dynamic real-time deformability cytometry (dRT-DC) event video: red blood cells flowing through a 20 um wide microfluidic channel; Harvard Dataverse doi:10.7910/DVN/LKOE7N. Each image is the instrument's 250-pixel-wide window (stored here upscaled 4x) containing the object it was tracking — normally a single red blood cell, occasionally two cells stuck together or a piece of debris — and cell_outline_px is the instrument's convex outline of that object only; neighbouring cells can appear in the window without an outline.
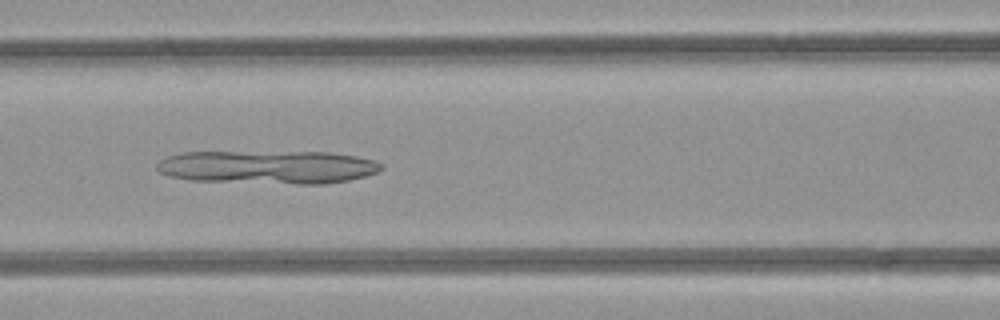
{"species": "common noctule bat (a hibernating species)", "species_latin": "Nyctalus noctula", "temperature_condition": "room temperature", "stored_images_in_passage": 48, "camera_frame_rate_fps": 3000, "um_per_image_px": 0.085, "animal": {"sex": "female", "body_mass_g": 21.9}, "frame": {"image": 1, "passage_image": 21, "time_ms": 6.667, "image_size_px": [1000, 320], "cell_outline_px": [[384, 168], [376, 172], [364, 176], [348, 180], [324, 184], [296, 184], [188, 180], [168, 176], [160, 172], [156, 168], [156, 164], [160, 160], [168, 156], [184, 152], [328, 152], [356, 156], [372, 160], [384, 164]], "centroid_in_image_um": [22.75, 14.2], "position_along_channel_um": 143.8, "area_um2": 43.75}}
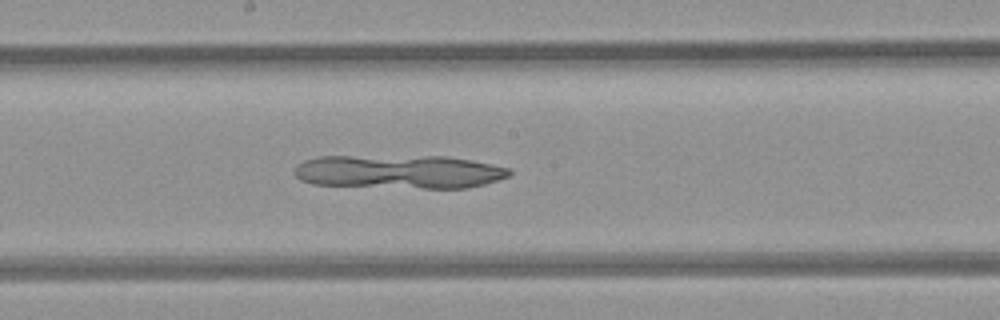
{"frame": {"image": 2, "passage_image": 26, "time_ms": 8.333, "image_size_px": [1000, 320], "cell_outline_px": [[512, 172], [508, 176], [484, 184], [468, 188], [424, 188], [312, 184], [300, 180], [296, 176], [296, 164], [304, 160], [316, 156], [448, 156], [472, 160], [512, 168]], "centroid_in_image_um": [33.94, 14.58], "position_along_channel_um": 214.3, "area_um2": 42.31}}
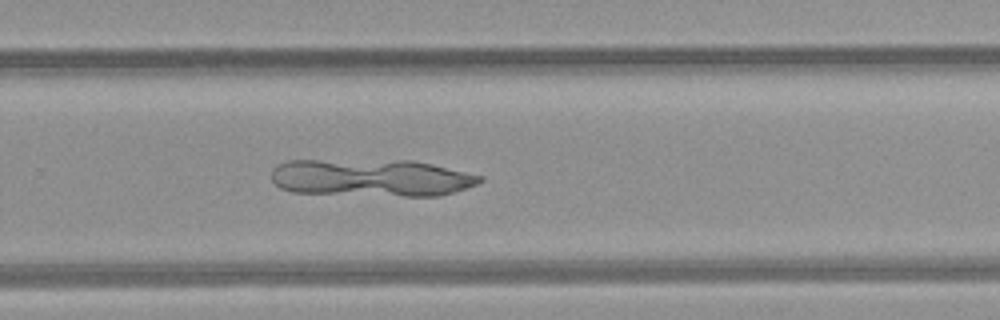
{"frame": {"image": 3, "passage_image": 32, "time_ms": 10.333, "image_size_px": [1000, 320], "cell_outline_px": [[484, 180], [476, 184], [440, 196], [404, 196], [292, 192], [280, 188], [272, 180], [272, 168], [288, 160], [412, 160], [432, 164], [484, 176]], "centroid_in_image_um": [31.56, 15.1], "position_along_channel_um": 298.2, "area_um2": 45.43}}